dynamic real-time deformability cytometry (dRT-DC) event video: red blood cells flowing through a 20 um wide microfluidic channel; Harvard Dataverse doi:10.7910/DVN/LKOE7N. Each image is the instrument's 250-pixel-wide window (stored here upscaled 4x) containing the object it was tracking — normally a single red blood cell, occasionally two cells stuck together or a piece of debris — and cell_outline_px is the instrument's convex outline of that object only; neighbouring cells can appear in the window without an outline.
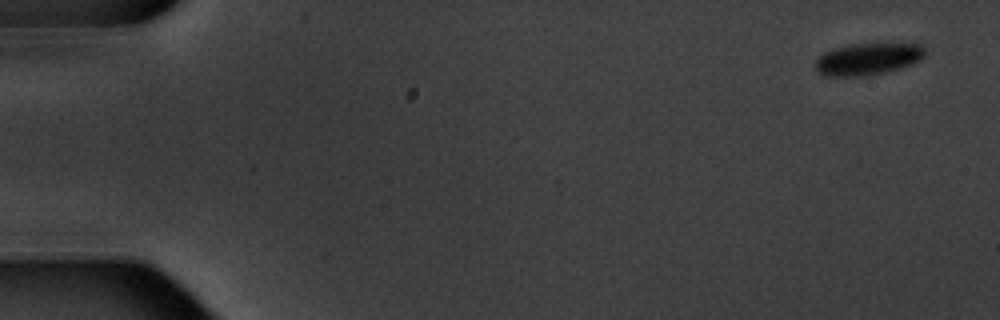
{"species": "common noctule bat (a hibernating species)", "species_latin": "Nyctalus noctula", "temperature_condition": "warm", "stored_images_in_passage": 4, "camera_frame_rate_fps": 3000, "um_per_image_px": 0.085, "animal": {"sex": "male", "body_mass_g": 20.1, "forearm_length_mm": 53.5}, "frame": {"image": 1, "passage_image": 1, "time_ms": 0.0, "image_size_px": [1000, 320], "cell_outline_px": [[924, 56], [920, 60], [912, 64], [888, 72], [868, 76], [824, 76], [816, 72], [812, 68], [816, 60], [824, 52], [836, 48], [856, 44], [920, 44], [924, 48]], "centroid_in_image_um": [73.72, 5.04], "position_along_channel_um": 11.3, "area_um2": 20.46}}